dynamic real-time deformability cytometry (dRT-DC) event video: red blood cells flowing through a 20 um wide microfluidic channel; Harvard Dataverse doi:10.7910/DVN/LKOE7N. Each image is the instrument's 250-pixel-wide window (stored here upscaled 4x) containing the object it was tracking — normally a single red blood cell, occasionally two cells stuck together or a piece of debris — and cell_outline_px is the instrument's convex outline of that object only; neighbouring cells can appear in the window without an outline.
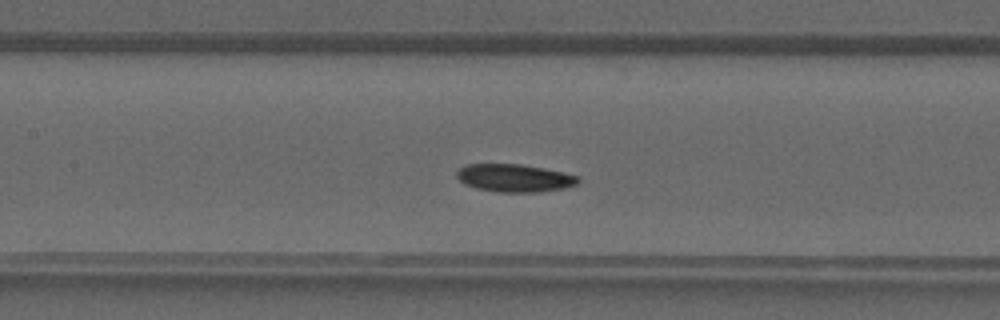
{"species": "common noctule bat (a hibernating species)", "species_latin": "Nyctalus noctula", "temperature_condition": "warm", "stored_images_in_passage": 31, "camera_frame_rate_fps": 3000, "um_per_image_px": 0.085, "animal": {"sex": "male", "forearm_length_mm": 52.5}, "frame": {"image": 1, "passage_image": 15, "time_ms": 4.667, "image_size_px": [1000, 320], "cell_outline_px": [[580, 180], [576, 184], [564, 188], [540, 192], [496, 192], [476, 188], [464, 184], [456, 176], [456, 172], [460, 168], [468, 164], [520, 164], [544, 168], [564, 172], [580, 176]], "centroid_in_image_um": [43.74, 15.13], "position_along_channel_um": 163.7, "area_um2": 19.77}}
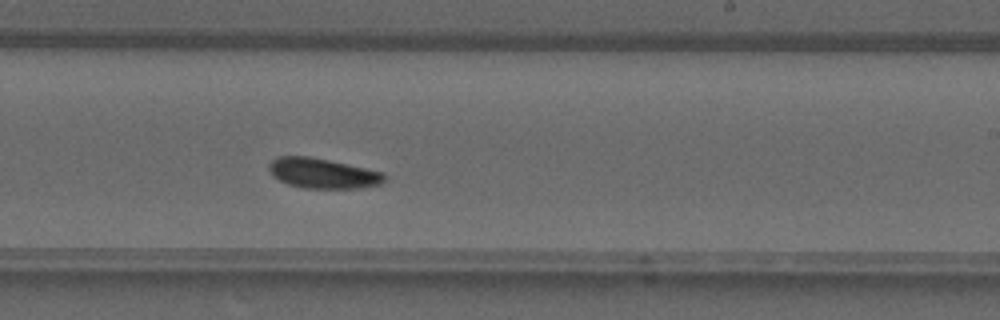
{"frame": {"image": 2, "passage_image": 21, "time_ms": 6.667, "image_size_px": [1000, 320], "cell_outline_px": [[384, 180], [380, 184], [360, 188], [304, 188], [288, 184], [272, 176], [268, 168], [268, 164], [276, 156], [308, 156], [328, 160], [384, 172]], "centroid_in_image_um": [27.39, 14.73], "position_along_channel_um": 261.6, "area_um2": 20.17}}
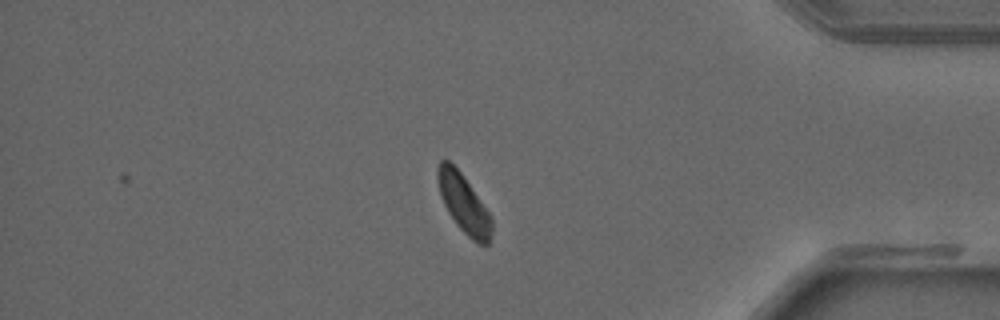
{"frame": {"image": 3, "passage_image": 31, "time_ms": 10.0, "image_size_px": [1000, 320], "cell_outline_px": [[492, 232], [488, 244], [476, 244], [456, 224], [448, 212], [440, 196], [436, 176], [436, 168], [440, 160], [448, 160], [460, 172], [492, 216]], "centroid_in_image_um": [39.4, 17.31], "position_along_channel_um": 395.8, "area_um2": 18.38}}